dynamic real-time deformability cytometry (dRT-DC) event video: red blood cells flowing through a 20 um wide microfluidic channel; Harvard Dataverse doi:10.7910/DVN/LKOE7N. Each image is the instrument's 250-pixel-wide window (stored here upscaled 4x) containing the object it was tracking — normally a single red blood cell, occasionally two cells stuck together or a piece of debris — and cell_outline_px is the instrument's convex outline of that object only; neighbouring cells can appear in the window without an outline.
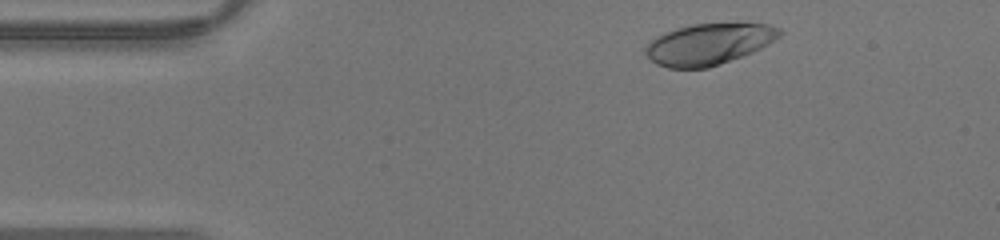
{"species": "human", "species_latin": "Homo sapiens", "temperature_condition": "warm", "stored_images_in_passage": 38, "camera_frame_rate_fps": 3000, "um_per_image_px": 0.085, "donor": {"sex": "male"}, "frame": {"image": 1, "passage_image": 2, "time_ms": 0.333, "image_size_px": [1000, 240], "cell_outline_px": [[784, 32], [780, 36], [768, 44], [752, 52], [720, 64], [708, 68], [668, 68], [656, 64], [644, 52], [644, 48], [656, 36], [664, 32], [676, 28], [692, 24], [768, 24], [780, 28]], "centroid_in_image_um": [60.23, 3.75], "position_along_channel_um": 24.8, "area_um2": 32.02}}
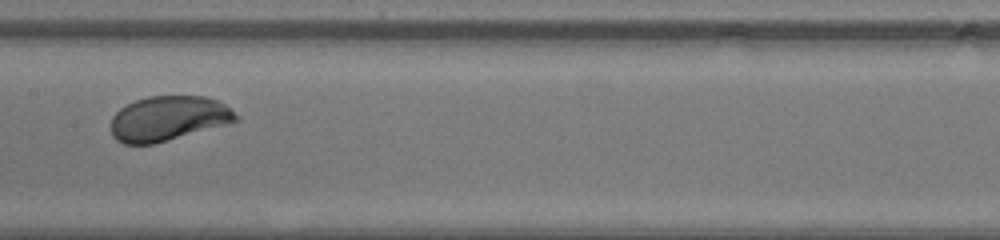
{"frame": {"image": 2, "passage_image": 17, "time_ms": 5.333, "image_size_px": [1000, 240], "cell_outline_px": [[240, 120], [228, 124], [152, 144], [124, 144], [116, 140], [112, 136], [112, 116], [120, 108], [136, 100], [148, 96], [204, 96], [216, 100], [224, 104], [240, 116]], "centroid_in_image_um": [14.32, 10.07], "position_along_channel_um": 193.1, "area_um2": 32.54}}
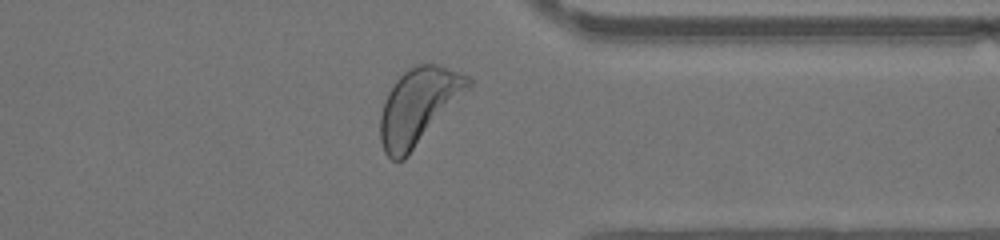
{"frame": {"image": 3, "passage_image": 29, "time_ms": 9.333, "image_size_px": [1000, 240], "cell_outline_px": [[472, 84], [408, 156], [404, 160], [392, 160], [384, 152], [380, 140], [380, 116], [388, 92], [396, 80], [408, 68], [420, 64], [436, 64], [468, 76], [472, 80]], "centroid_in_image_um": [35.53, 9.04], "position_along_channel_um": 375.9, "area_um2": 38.21}}